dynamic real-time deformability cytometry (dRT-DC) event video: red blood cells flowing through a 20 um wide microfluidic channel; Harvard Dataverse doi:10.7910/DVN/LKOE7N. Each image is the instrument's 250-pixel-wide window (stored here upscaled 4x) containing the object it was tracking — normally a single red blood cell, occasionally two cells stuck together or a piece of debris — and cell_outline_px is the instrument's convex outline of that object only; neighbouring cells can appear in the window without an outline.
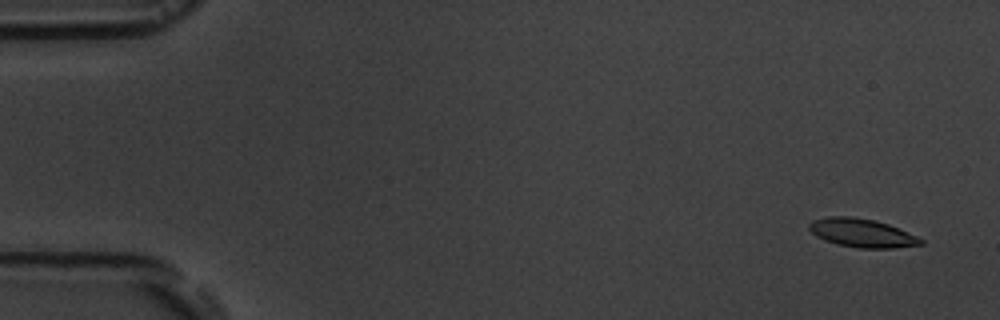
{"species": "common noctule bat (a hibernating species)", "species_latin": "Nyctalus noctula", "temperature_condition": "room temperature", "stored_images_in_passage": 5, "camera_frame_rate_fps": 3000, "um_per_image_px": 0.085, "animal": {"sex": "male", "body_mass_g": 19.5, "forearm_length_mm": 54.6}, "frame": {"image": 1, "passage_image": 1, "time_ms": 0.0, "image_size_px": [1000, 320], "cell_outline_px": [[924, 244], [892, 248], [860, 248], [836, 244], [824, 240], [816, 236], [808, 228], [808, 224], [812, 220], [828, 216], [852, 216], [872, 220], [888, 224], [916, 236], [924, 240]], "centroid_in_image_um": [73.23, 19.8], "position_along_channel_um": 11.8, "area_um2": 18.5}}
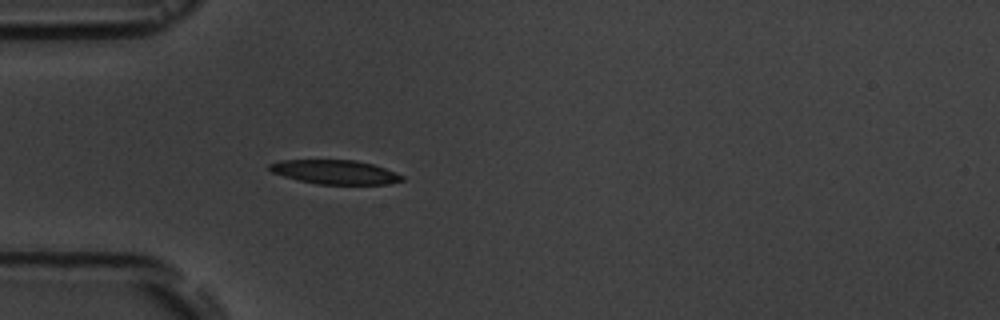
{"frame": {"image": 2, "passage_image": 5, "time_ms": 4.667, "image_size_px": [1000, 320], "cell_outline_px": [[404, 180], [388, 184], [316, 184], [284, 176], [272, 172], [268, 168], [268, 164], [280, 160], [356, 160], [372, 164], [396, 172], [404, 176]], "centroid_in_image_um": [28.49, 14.62], "position_along_channel_um": 56.5, "area_um2": 18.55}}